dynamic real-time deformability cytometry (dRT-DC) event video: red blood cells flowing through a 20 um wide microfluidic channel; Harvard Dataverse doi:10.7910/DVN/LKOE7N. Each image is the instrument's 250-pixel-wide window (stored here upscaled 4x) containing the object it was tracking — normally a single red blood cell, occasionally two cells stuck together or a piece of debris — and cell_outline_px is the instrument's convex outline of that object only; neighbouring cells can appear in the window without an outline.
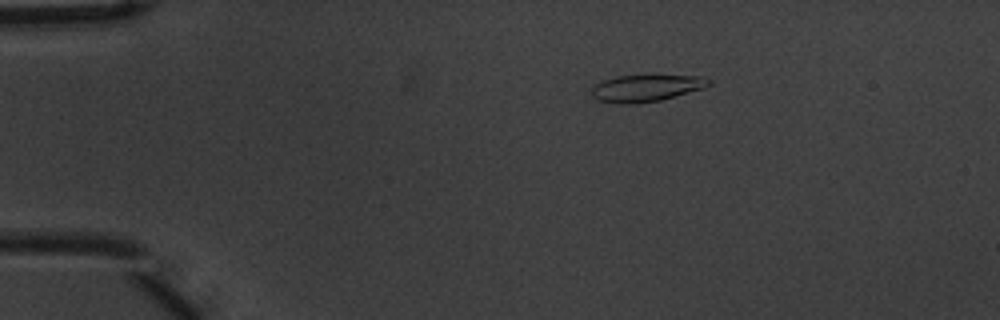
{"species": "common noctule bat (a hibernating species)", "species_latin": "Nyctalus noctula", "temperature_condition": "warm", "stored_images_in_passage": 5, "camera_frame_rate_fps": 3000, "um_per_image_px": 0.085, "animal": {"sex": "male", "body_mass_g": 20.1, "forearm_length_mm": 53.5}, "frame": {"image": 1, "passage_image": 2, "time_ms": 0.333, "image_size_px": [1000, 320], "cell_outline_px": [[712, 84], [704, 88], [660, 100], [636, 104], [620, 104], [596, 100], [592, 96], [592, 88], [596, 84], [604, 80], [616, 76], [648, 72], [704, 76], [712, 80]], "centroid_in_image_um": [54.99, 7.42], "position_along_channel_um": 30.0, "area_um2": 19.54}}